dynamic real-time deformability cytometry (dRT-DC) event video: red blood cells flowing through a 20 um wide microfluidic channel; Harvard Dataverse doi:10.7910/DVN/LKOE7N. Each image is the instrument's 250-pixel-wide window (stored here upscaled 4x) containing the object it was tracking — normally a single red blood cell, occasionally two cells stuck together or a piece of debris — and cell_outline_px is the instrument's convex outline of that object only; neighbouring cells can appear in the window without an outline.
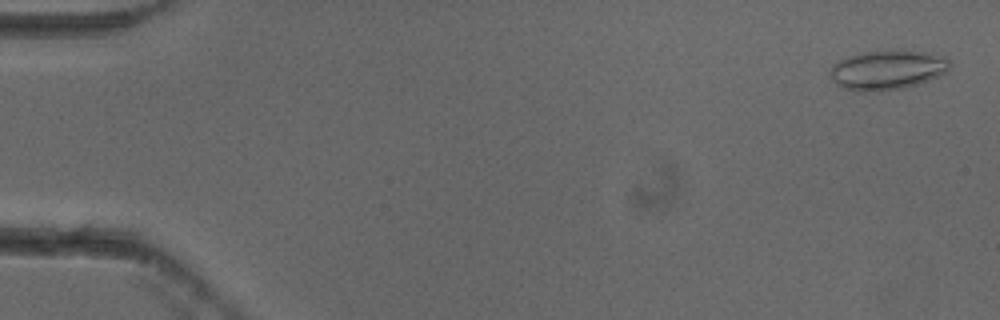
{"species": "common noctule bat (a hibernating species)", "species_latin": "Nyctalus noctula", "temperature_condition": "cold", "stored_images_in_passage": 54, "camera_frame_rate_fps": 3000, "um_per_image_px": 0.085, "animal": {"sex": "female"}, "frame": {"image": 1, "passage_image": 2, "time_ms": 0.333, "image_size_px": [1000, 320], "cell_outline_px": [[952, 64], [944, 72], [928, 80], [904, 88], [876, 92], [864, 92], [840, 88], [836, 84], [828, 72], [832, 64], [848, 56], [868, 52], [920, 52], [944, 56]], "centroid_in_image_um": [75.35, 5.99], "position_along_channel_um": 9.6, "area_um2": 26.99}}
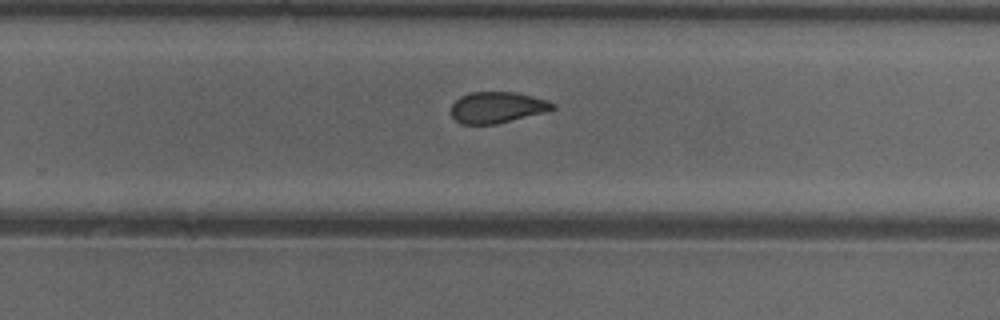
{"frame": {"image": 2, "passage_image": 35, "time_ms": 11.333, "image_size_px": [1000, 320], "cell_outline_px": [[556, 108], [544, 112], [496, 124], [460, 124], [452, 116], [452, 104], [460, 96], [468, 92], [516, 92], [548, 100], [556, 104]], "centroid_in_image_um": [42.26, 9.12], "position_along_channel_um": 287.5, "area_um2": 18.44}}
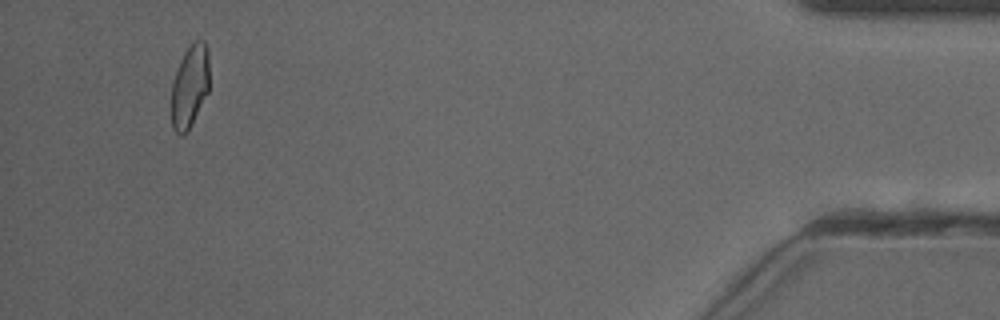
{"frame": {"image": 3, "passage_image": 51, "time_ms": 16.667, "image_size_px": [1000, 320], "cell_outline_px": [[208, 92], [188, 132], [180, 136], [172, 128], [172, 80], [180, 60], [184, 52], [196, 40], [204, 40], [208, 48]], "centroid_in_image_um": [16.13, 7.35], "position_along_channel_um": 419.1, "area_um2": 18.32}, "authors_computed_cell_mechanics": {"area_um2": 19.652, "velocity_mm_per_s": 3.8499, "shape_relaxation_time_tau1_ms": null, "shape_relaxation_time_tau2_ms": 1.7182, "deformation_change_tau1": null, "deformation_change_tau2": 0.0738}}